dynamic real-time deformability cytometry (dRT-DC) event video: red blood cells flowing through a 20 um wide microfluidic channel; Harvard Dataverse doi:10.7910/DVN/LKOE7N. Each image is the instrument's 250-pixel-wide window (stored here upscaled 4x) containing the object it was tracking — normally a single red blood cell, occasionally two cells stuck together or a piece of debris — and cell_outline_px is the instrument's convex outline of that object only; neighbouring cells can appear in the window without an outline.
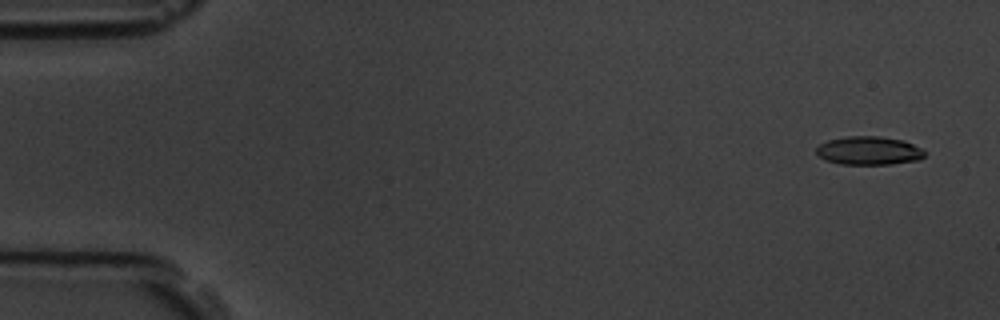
{"species": "common noctule bat (a hibernating species)", "species_latin": "Nyctalus noctula", "temperature_condition": "room temperature", "stored_images_in_passage": 6, "camera_frame_rate_fps": 3000, "um_per_image_px": 0.085, "animal": {"sex": "male", "body_mass_g": 19.5, "forearm_length_mm": 54.6}, "frame": {"image": 1, "passage_image": 1, "time_ms": 0.0, "image_size_px": [1000, 320], "cell_outline_px": [[924, 156], [920, 160], [892, 164], [840, 164], [824, 160], [816, 152], [816, 148], [820, 144], [828, 140], [848, 136], [880, 136], [900, 140], [912, 144], [920, 148], [924, 152]], "centroid_in_image_um": [73.83, 12.81], "position_along_channel_um": 11.2, "area_um2": 17.86}}
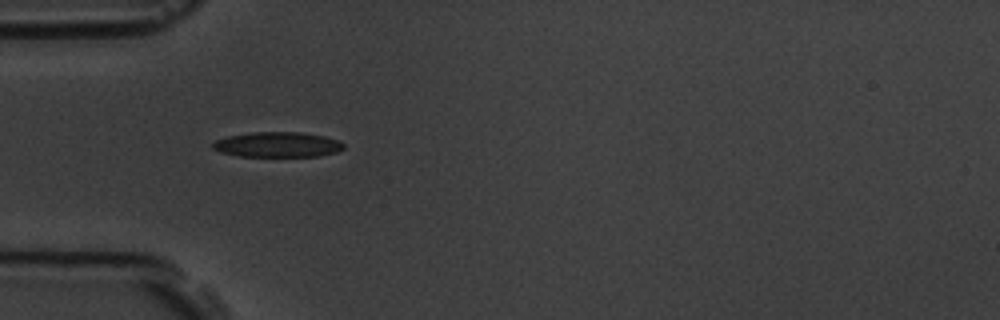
{"frame": {"image": 2, "passage_image": 5, "time_ms": 4.667, "image_size_px": [1000, 320], "cell_outline_px": [[344, 148], [336, 152], [320, 156], [240, 156], [220, 152], [212, 148], [212, 144], [216, 140], [228, 136], [252, 132], [300, 132], [324, 136], [340, 140], [344, 144]], "centroid_in_image_um": [23.61, 12.29], "position_along_channel_um": 61.4, "area_um2": 19.19}}
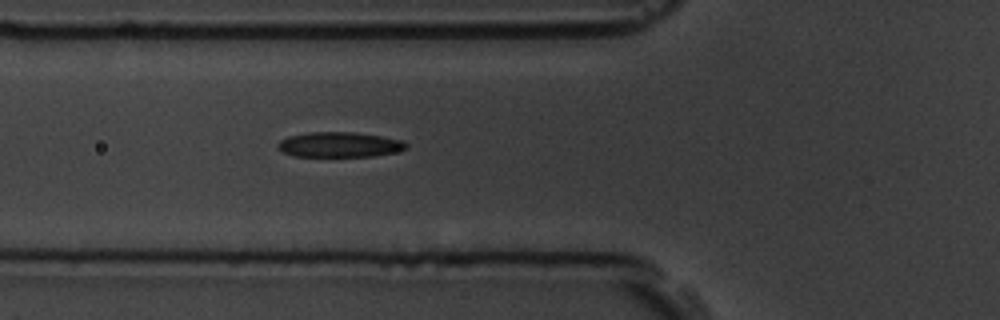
{"frame": {"image": 3, "passage_image": 6, "time_ms": 5.667, "image_size_px": [1000, 320], "cell_outline_px": [[408, 148], [396, 152], [372, 156], [296, 156], [284, 152], [276, 144], [280, 140], [288, 136], [308, 132], [356, 132], [404, 140], [408, 144]], "centroid_in_image_um": [28.89, 12.28], "position_along_channel_um": 96.9, "area_um2": 18.79}}